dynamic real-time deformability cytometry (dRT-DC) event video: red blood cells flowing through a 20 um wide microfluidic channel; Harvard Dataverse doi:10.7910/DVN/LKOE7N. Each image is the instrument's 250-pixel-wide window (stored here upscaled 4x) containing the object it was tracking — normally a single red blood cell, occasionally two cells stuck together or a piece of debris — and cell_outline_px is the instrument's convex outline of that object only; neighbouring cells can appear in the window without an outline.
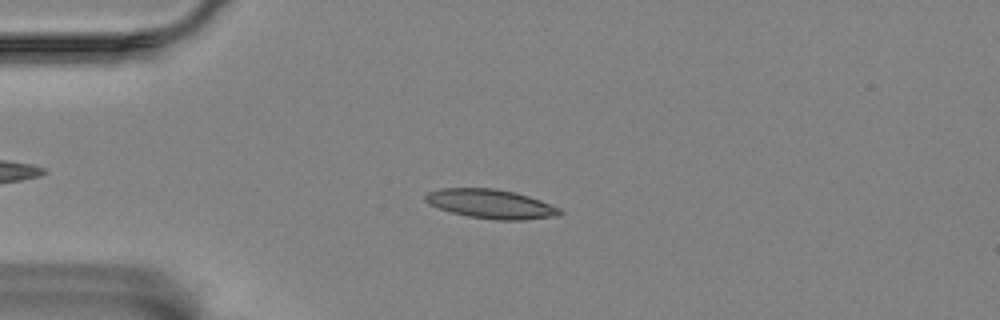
{"species": "Egyptian fruit bat (a non-hibernating species)", "species_latin": "Rousettus aegyptiacus", "temperature_condition": "room temperature", "stored_images_in_passage": 27, "camera_frame_rate_fps": 3000, "um_per_image_px": 0.085, "animal": {"sex": "female"}, "frame": {"image": 1, "passage_image": 15, "time_ms": 4.667, "image_size_px": [1000, 320], "cell_outline_px": [[564, 212], [556, 216], [524, 220], [496, 220], [468, 216], [452, 212], [440, 208], [424, 200], [424, 196], [428, 192], [440, 188], [492, 188], [516, 192], [540, 200], [560, 208]], "centroid_in_image_um": [41.75, 17.33], "position_along_channel_um": 43.3, "area_um2": 22.72}}
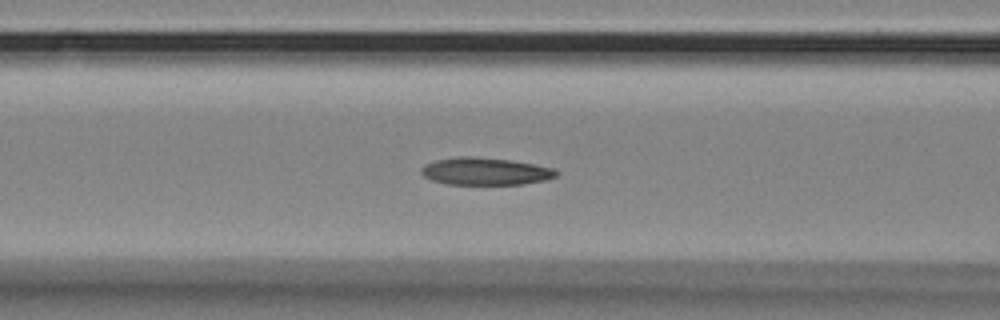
{"frame": {"image": 2, "passage_image": 24, "time_ms": 7.667, "image_size_px": [1000, 320], "cell_outline_px": [[560, 172], [556, 176], [544, 180], [524, 184], [448, 184], [432, 180], [424, 176], [420, 172], [420, 168], [424, 164], [436, 160], [460, 156], [472, 156], [508, 160], [556, 168]], "centroid_in_image_um": [41.24, 14.56], "position_along_channel_um": 125.4, "area_um2": 21.5}}
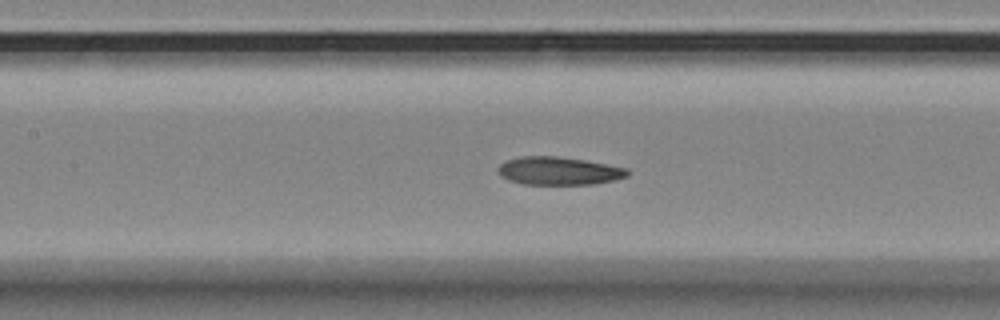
{"frame": {"image": 3, "passage_image": 27, "time_ms": 8.667, "image_size_px": [1000, 320], "cell_outline_px": [[628, 176], [612, 180], [592, 184], [524, 184], [508, 180], [500, 176], [496, 168], [500, 164], [508, 160], [520, 156], [560, 156], [608, 164], [628, 168]], "centroid_in_image_um": [47.47, 14.52], "position_along_channel_um": 159.9, "area_um2": 21.15}}